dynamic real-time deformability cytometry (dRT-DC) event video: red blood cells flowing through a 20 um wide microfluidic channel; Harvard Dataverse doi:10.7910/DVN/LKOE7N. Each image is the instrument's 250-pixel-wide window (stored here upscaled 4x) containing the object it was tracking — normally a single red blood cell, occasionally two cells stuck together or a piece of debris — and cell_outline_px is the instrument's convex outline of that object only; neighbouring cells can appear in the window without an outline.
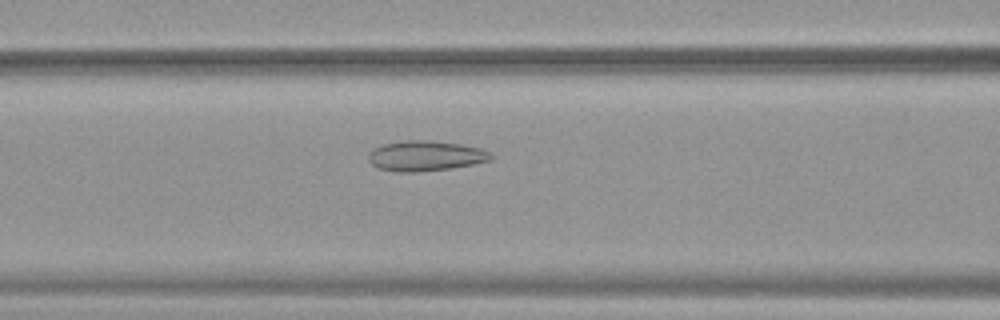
{"species": "common noctule bat (a hibernating species)", "species_latin": "Nyctalus noctula", "temperature_condition": "warm", "stored_images_in_passage": 52, "camera_frame_rate_fps": 3000, "um_per_image_px": 0.085, "animal": {"sex": "female", "body_mass_g": 19.9}, "frame": {"image": 1, "passage_image": 22, "time_ms": 7.0, "image_size_px": [1000, 320], "cell_outline_px": [[496, 156], [492, 160], [476, 164], [452, 168], [420, 172], [396, 172], [376, 168], [368, 160], [368, 152], [372, 148], [384, 144], [404, 140], [428, 140], [460, 144], [480, 148]], "centroid_in_image_um": [36.16, 13.26], "position_along_channel_um": 130.4, "area_um2": 21.96}}
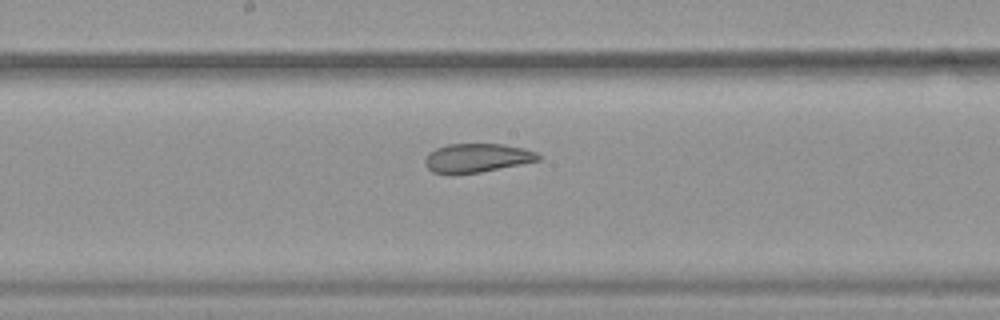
{"frame": {"image": 2, "passage_image": 28, "time_ms": 9.0, "image_size_px": [1000, 320], "cell_outline_px": [[540, 160], [480, 172], [452, 176], [432, 172], [424, 164], [424, 160], [428, 152], [436, 148], [448, 144], [504, 144], [524, 148], [536, 152], [540, 156]], "centroid_in_image_um": [40.48, 13.44], "position_along_channel_um": 207.7, "area_um2": 19.36}}
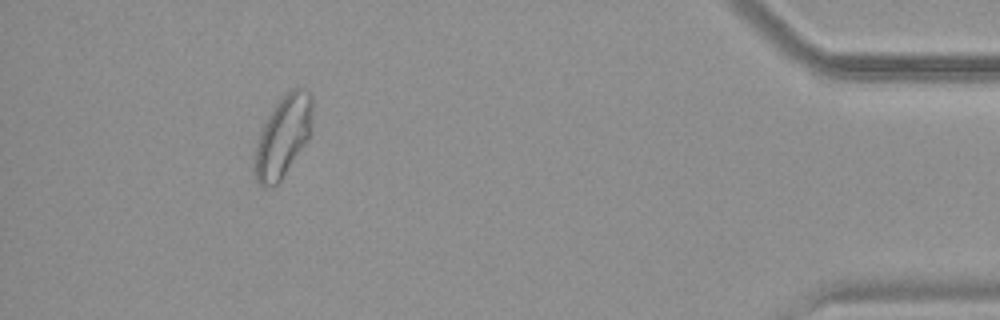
{"frame": {"image": 3, "passage_image": 48, "time_ms": 15.667, "image_size_px": [1000, 320], "cell_outline_px": [[312, 120], [308, 140], [280, 180], [272, 188], [260, 188], [252, 172], [252, 168], [260, 128], [276, 104], [292, 88], [308, 88], [312, 96]], "centroid_in_image_um": [24.02, 11.64], "position_along_channel_um": 411.2, "area_um2": 27.57}, "authors_computed_cell_mechanics": {"area_um2": 25.2008, "velocity_mm_per_s": 3.8819, "shape_relaxation_time_tau1_ms": null, "shape_relaxation_time_tau2_ms": 1.2752, "deformation_change_tau1": null, "deformation_change_tau2": 0.0837}}